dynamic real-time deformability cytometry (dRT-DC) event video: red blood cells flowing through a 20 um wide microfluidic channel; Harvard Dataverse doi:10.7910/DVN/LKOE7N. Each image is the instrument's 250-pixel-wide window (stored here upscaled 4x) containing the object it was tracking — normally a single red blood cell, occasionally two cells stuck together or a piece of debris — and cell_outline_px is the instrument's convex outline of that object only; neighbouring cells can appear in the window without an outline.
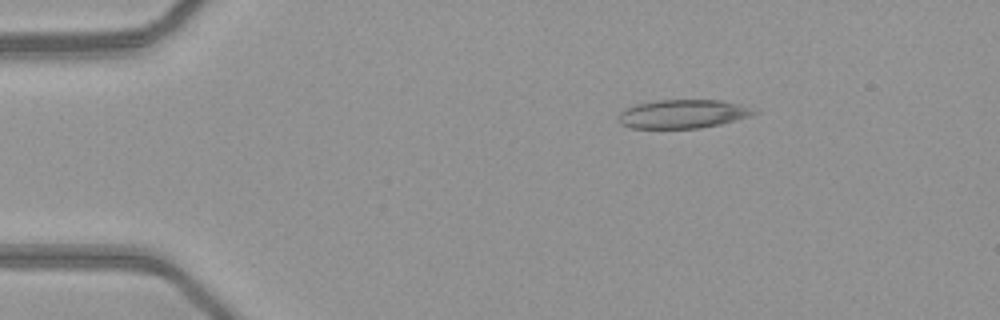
{"species": "common noctule bat (a hibernating species)", "species_latin": "Nyctalus noctula", "temperature_condition": "warm", "stored_images_in_passage": 51, "camera_frame_rate_fps": 3000, "um_per_image_px": 0.085, "animal": {"sex": "female", "body_mass_g": 21.9}, "frame": {"image": 1, "passage_image": 9, "time_ms": 2.667, "image_size_px": [1000, 320], "cell_outline_px": [[760, 112], [752, 116], [720, 124], [700, 128], [628, 128], [620, 124], [616, 120], [616, 116], [624, 108], [636, 104], [656, 100], [720, 100], [740, 104]], "centroid_in_image_um": [57.99, 9.69], "position_along_channel_um": 27.0, "area_um2": 22.95}}
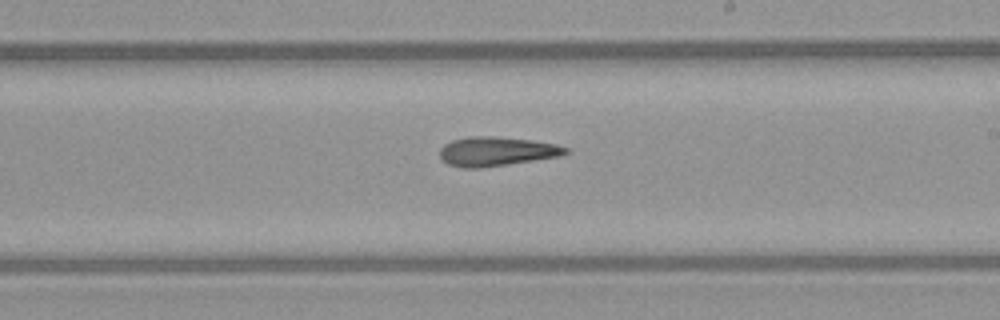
{"frame": {"image": 2, "passage_image": 30, "time_ms": 9.667, "image_size_px": [1000, 320], "cell_outline_px": [[572, 152], [560, 156], [480, 168], [460, 168], [448, 164], [440, 160], [440, 148], [444, 144], [452, 140], [472, 136], [496, 136], [528, 140], [556, 144], [568, 148]], "centroid_in_image_um": [42.18, 12.87], "position_along_channel_um": 246.8, "area_um2": 21.44}}
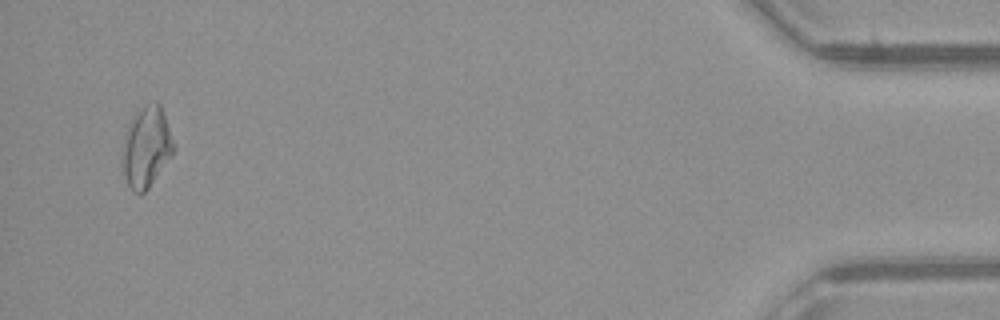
{"frame": {"image": 3, "passage_image": 49, "time_ms": 16.0, "image_size_px": [1000, 320], "cell_outline_px": [[176, 148], [172, 156], [148, 188], [140, 196], [132, 192], [128, 184], [124, 172], [124, 140], [128, 124], [132, 116], [148, 104], [156, 100], [160, 104]], "centroid_in_image_um": [12.47, 12.52], "position_along_channel_um": 422.7, "area_um2": 23.7}, "authors_computed_cell_mechanics": {"area_um2": 22.542, "velocity_mm_per_s": 4.1059, "shape_relaxation_time_tau1_ms": null, "shape_relaxation_time_tau2_ms": 6.0021, "deformation_change_tau1": null, "deformation_change_tau2": 0.1796}}